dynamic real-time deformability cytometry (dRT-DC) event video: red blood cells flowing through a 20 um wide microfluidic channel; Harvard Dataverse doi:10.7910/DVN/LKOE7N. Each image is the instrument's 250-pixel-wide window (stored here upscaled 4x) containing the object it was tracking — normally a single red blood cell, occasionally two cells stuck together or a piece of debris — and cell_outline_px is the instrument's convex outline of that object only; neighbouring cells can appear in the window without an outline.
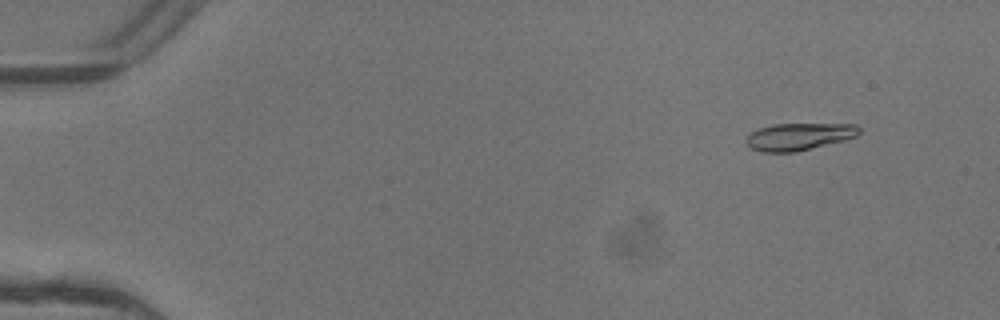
{"species": "common noctule bat (a hibernating species)", "species_latin": "Nyctalus noctula", "temperature_condition": "warm", "stored_images_in_passage": 5, "camera_frame_rate_fps": 3000, "um_per_image_px": 0.085, "animal": {"sex": "female"}, "frame": {"image": 1, "passage_image": 2, "time_ms": 0.333, "image_size_px": [1000, 320], "cell_outline_px": [[860, 132], [856, 136], [844, 140], [796, 152], [764, 152], [752, 148], [744, 140], [752, 132], [760, 128], [772, 124], [856, 124], [860, 128]], "centroid_in_image_um": [67.92, 11.6], "position_along_channel_um": 17.1, "area_um2": 17.74}}
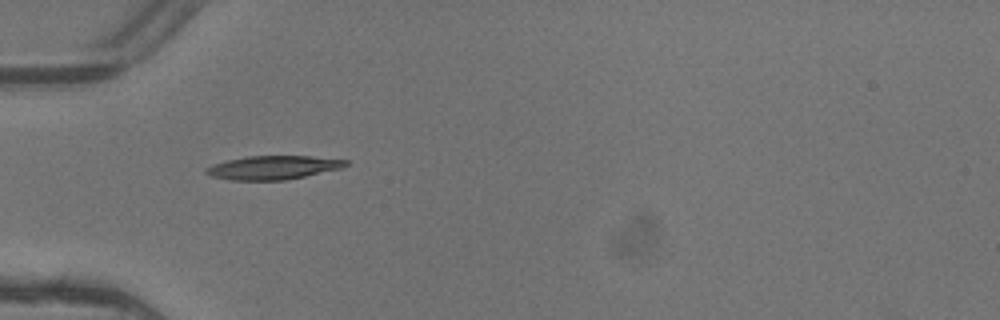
{"frame": {"image": 2, "passage_image": 4, "time_ms": 1.0, "image_size_px": [1000, 320], "cell_outline_px": [[348, 164], [340, 168], [304, 176], [284, 180], [228, 180], [212, 176], [204, 172], [204, 168], [212, 164], [228, 160], [248, 156], [308, 156], [348, 160]], "centroid_in_image_um": [23.15, 14.24], "position_along_channel_um": 61.8, "area_um2": 19.07}}
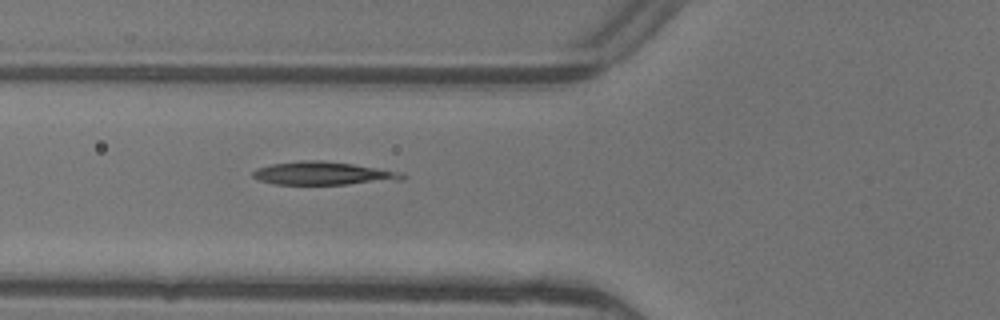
{"frame": {"image": 3, "passage_image": 5, "time_ms": 1.333, "image_size_px": [1000, 320], "cell_outline_px": [[408, 176], [404, 180], [348, 184], [272, 184], [260, 180], [252, 176], [252, 172], [256, 168], [272, 164], [304, 160], [320, 160], [352, 164], [404, 172]], "centroid_in_image_um": [27.53, 14.74], "position_along_channel_um": 98.3, "area_um2": 20.23}}